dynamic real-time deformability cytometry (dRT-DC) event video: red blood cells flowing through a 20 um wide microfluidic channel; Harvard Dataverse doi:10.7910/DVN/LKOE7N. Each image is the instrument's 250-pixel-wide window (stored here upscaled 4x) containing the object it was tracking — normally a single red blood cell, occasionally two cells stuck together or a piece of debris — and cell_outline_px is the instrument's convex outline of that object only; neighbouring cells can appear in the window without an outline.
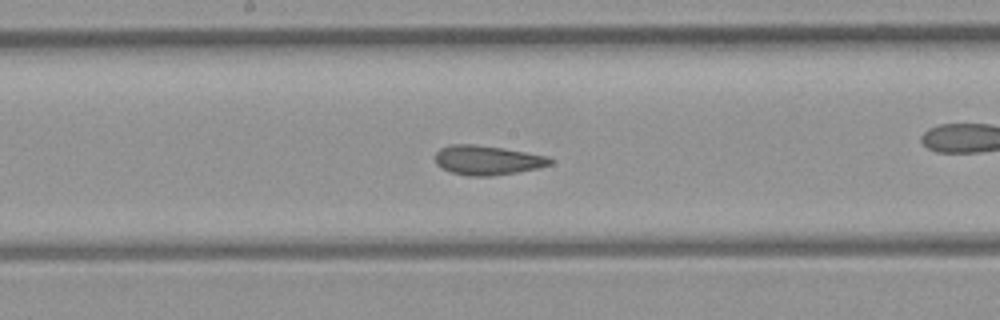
{"species": "common noctule bat (a hibernating species)", "species_latin": "Nyctalus noctula", "temperature_condition": "room temperature", "stored_images_in_passage": 38, "camera_frame_rate_fps": 3000, "um_per_image_px": 0.085, "animal": {"sex": "female", "body_mass_g": 21.9}, "frame": {"image": 1, "passage_image": 17, "time_ms": 5.333, "image_size_px": [1000, 320], "cell_outline_px": [[552, 164], [536, 168], [516, 172], [492, 176], [464, 176], [452, 172], [436, 164], [436, 152], [440, 148], [452, 144], [472, 144], [504, 148], [548, 156], [552, 160]], "centroid_in_image_um": [41.41, 13.61], "position_along_channel_um": 206.8, "area_um2": 19.59}, "authors_computed_cell_mechanics": {"area_um2": 20.1722, "velocity_mm_per_s": 3.9948, "shape_relaxation_time_tau1_ms": null, "shape_relaxation_time_tau2_ms": 1.5322, "deformation_change_tau1": null, "deformation_change_tau2": 0.0703}}